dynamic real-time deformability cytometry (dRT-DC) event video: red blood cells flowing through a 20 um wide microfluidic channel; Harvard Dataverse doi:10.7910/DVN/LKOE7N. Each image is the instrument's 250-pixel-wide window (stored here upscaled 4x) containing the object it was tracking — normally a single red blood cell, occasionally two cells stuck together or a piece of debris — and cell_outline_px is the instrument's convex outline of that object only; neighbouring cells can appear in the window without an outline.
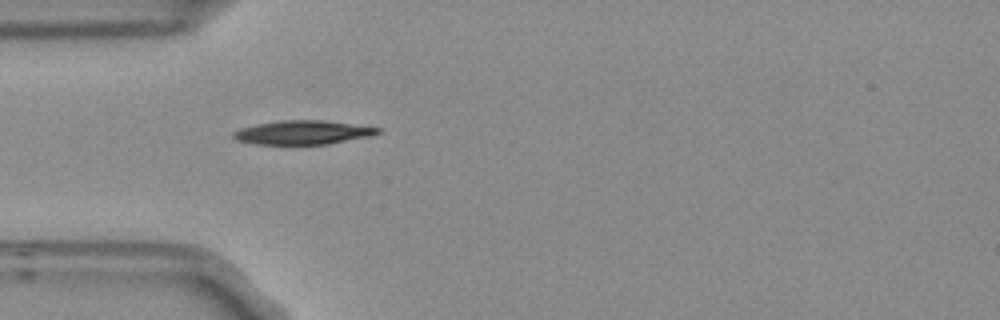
{"species": "Egyptian fruit bat (a non-hibernating species)", "species_latin": "Rousettus aegyptiacus", "temperature_condition": "room temperature", "stored_images_in_passage": 2, "camera_frame_rate_fps": 3000, "um_per_image_px": 0.085, "frame": {"image": 1, "passage_image": 2, "time_ms": 0.333, "image_size_px": [1000, 320], "cell_outline_px": [[380, 132], [372, 136], [328, 144], [256, 144], [236, 140], [232, 136], [232, 132], [240, 128], [256, 124], [280, 120], [324, 120], [380, 128]], "centroid_in_image_um": [25.72, 11.26], "position_along_channel_um": 59.3, "area_um2": 20.11}}